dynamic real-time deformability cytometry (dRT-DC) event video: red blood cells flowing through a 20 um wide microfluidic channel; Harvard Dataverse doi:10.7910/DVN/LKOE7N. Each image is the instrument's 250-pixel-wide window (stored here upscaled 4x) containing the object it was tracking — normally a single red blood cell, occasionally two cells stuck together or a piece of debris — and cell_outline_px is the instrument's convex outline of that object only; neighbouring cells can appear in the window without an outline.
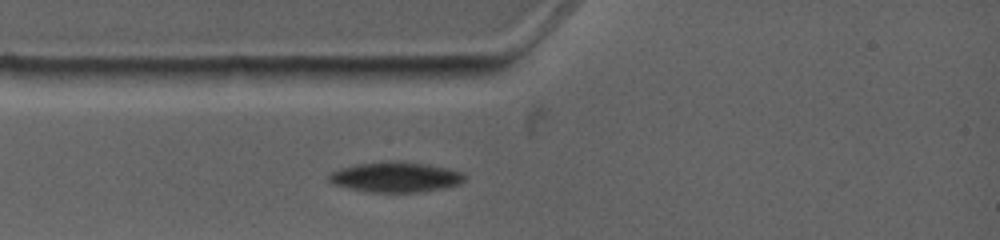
{"species": "common noctule bat (a hibernating species)", "species_latin": "Nyctalus noctula", "temperature_condition": "warm", "stored_images_in_passage": 1, "camera_frame_rate_fps": 4500, "um_per_image_px": 0.085, "animal": {"sex": "female", "body_mass_g": 19.0, "forearm_length_mm": 53.3}, "frame": {"image": 1, "passage_image": 1, "time_ms": 0.0, "image_size_px": [1000, 240], "cell_outline_px": [[464, 180], [456, 184], [444, 188], [420, 192], [372, 192], [352, 188], [336, 184], [328, 180], [328, 176], [332, 172], [356, 164], [428, 164], [448, 168], [460, 172], [464, 176]], "centroid_in_image_um": [33.66, 15.09], "position_along_channel_um": 51.3, "area_um2": 22.43}}